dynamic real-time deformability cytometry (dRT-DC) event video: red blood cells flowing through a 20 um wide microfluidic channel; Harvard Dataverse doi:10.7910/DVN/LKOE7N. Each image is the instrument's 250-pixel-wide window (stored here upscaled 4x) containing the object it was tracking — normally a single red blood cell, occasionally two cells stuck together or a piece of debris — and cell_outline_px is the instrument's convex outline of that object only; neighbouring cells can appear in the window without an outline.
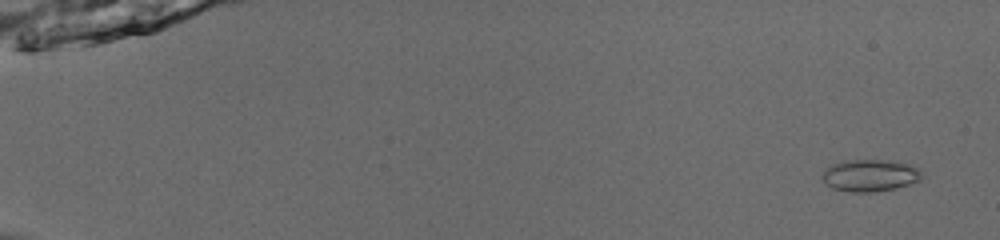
{"species": "common noctule bat (a hibernating species)", "species_latin": "Nyctalus noctula", "temperature_condition": "room temperature", "stored_images_in_passage": 52, "camera_frame_rate_fps": 3000, "um_per_image_px": 0.085, "animal": {"sex": "male", "body_mass_g": 13.0, "forearm_length_mm": 53.1}, "frame": {"image": 1, "passage_image": 2, "time_ms": 0.333, "image_size_px": [1000, 240], "cell_outline_px": [[924, 176], [920, 180], [896, 188], [876, 192], [852, 192], [832, 188], [820, 176], [832, 164], [844, 160], [884, 160], [908, 164], [920, 168]], "centroid_in_image_um": [73.98, 14.91], "position_along_channel_um": 11.0, "area_um2": 18.55}}
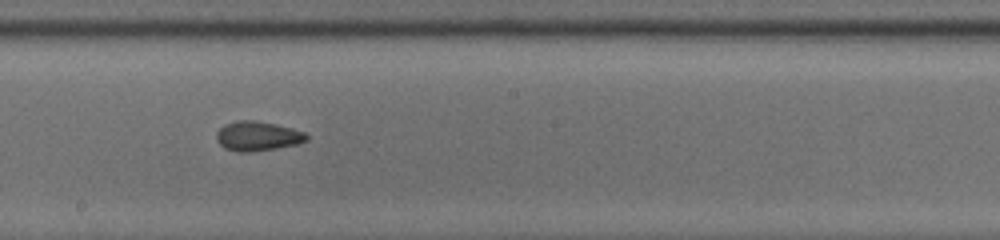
{"frame": {"image": 2, "passage_image": 31, "time_ms": 10.0, "image_size_px": [1000, 240], "cell_outline_px": [[308, 140], [296, 144], [276, 148], [248, 152], [240, 152], [224, 148], [216, 140], [216, 132], [224, 124], [236, 120], [256, 120], [276, 124], [292, 128], [304, 132], [308, 136]], "centroid_in_image_um": [21.87, 11.55], "position_along_channel_um": 226.3, "area_um2": 15.55}}
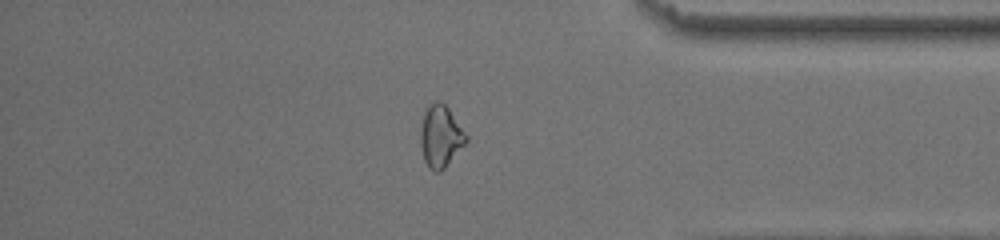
{"frame": {"image": 3, "passage_image": 45, "time_ms": 14.667, "image_size_px": [1000, 240], "cell_outline_px": [[468, 140], [444, 168], [440, 172], [436, 172], [428, 168], [424, 160], [420, 144], [420, 132], [424, 112], [428, 104], [436, 100], [444, 104], [448, 108], [468, 136]], "centroid_in_image_um": [37.43, 11.58], "position_along_channel_um": 397.8, "area_um2": 16.42}, "authors_computed_cell_mechanics": {"area_um2": 15.8661, "velocity_mm_per_s": 3.9583, "shape_relaxation_time_tau1_ms": 10.4802, "shape_relaxation_time_tau2_ms": 2.0829, "deformation_change_tau1": 0.2111, "deformation_change_tau2": 0.0672}}